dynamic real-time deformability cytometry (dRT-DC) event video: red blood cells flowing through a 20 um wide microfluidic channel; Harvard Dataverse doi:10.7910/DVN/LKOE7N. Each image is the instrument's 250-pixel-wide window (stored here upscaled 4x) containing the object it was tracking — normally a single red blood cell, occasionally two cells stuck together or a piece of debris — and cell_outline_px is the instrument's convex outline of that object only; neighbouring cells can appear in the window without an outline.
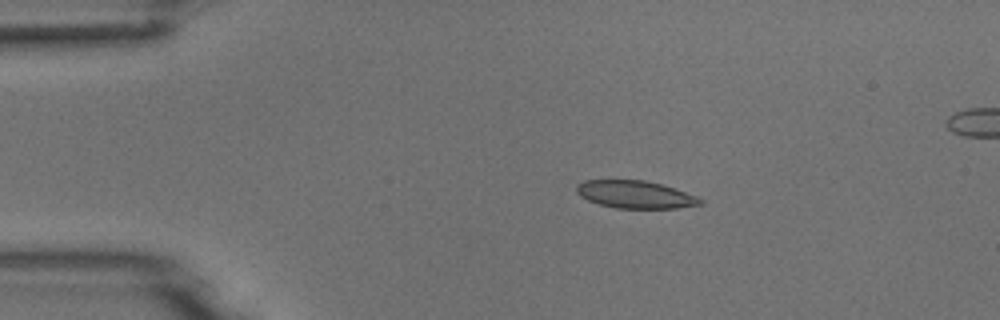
{"species": "common noctule bat (a hibernating species)", "species_latin": "Nyctalus noctula", "temperature_condition": "room temperature", "stored_images_in_passage": 4, "camera_frame_rate_fps": 3000, "um_per_image_px": 0.085, "animal": {"sex": "male", "body_mass_g": 18.8}, "frame": {"image": 1, "passage_image": 2, "time_ms": 1.0, "image_size_px": [1000, 320], "cell_outline_px": [[704, 204], [676, 208], [616, 208], [600, 204], [588, 200], [580, 196], [576, 192], [576, 184], [584, 180], [644, 180], [660, 184], [696, 196], [704, 200]], "centroid_in_image_um": [53.97, 16.53], "position_along_channel_um": 31.0, "area_um2": 19.77}}